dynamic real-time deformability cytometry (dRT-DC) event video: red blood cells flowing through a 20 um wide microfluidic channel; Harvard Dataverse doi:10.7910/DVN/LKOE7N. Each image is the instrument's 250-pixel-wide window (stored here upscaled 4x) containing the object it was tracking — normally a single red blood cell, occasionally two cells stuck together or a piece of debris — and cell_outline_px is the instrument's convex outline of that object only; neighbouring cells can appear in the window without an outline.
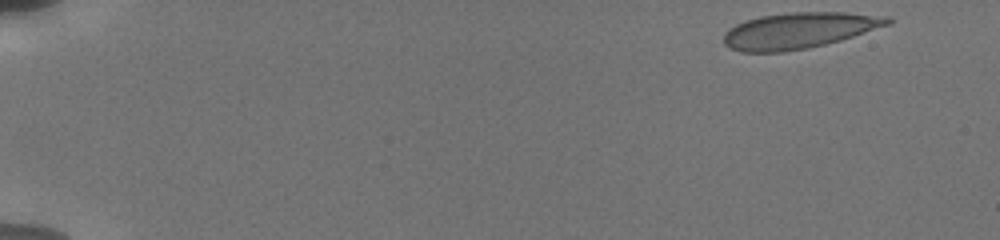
{"species": "human", "species_latin": "Homo sapiens", "temperature_condition": "cold", "stored_images_in_passage": 52, "camera_frame_rate_fps": 3000, "um_per_image_px": 0.085, "donor": {"sex": "male"}, "frame": {"image": 1, "passage_image": 1, "time_ms": 0.0, "image_size_px": [1000, 240], "cell_outline_px": [[892, 24], [840, 40], [808, 48], [784, 52], [740, 52], [728, 48], [724, 44], [724, 32], [728, 28], [744, 20], [760, 16], [792, 12], [844, 12], [892, 16]], "centroid_in_image_um": [67.91, 2.59], "position_along_channel_um": 17.1, "area_um2": 34.74}}
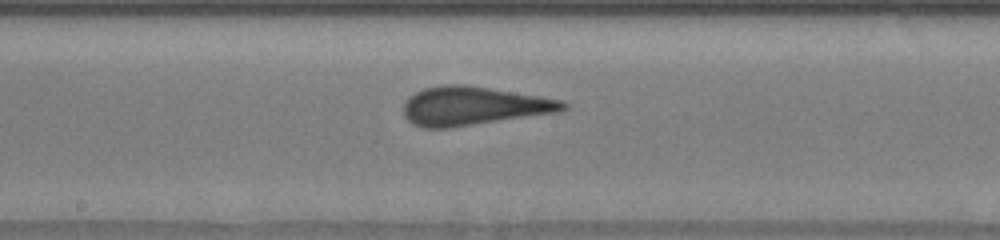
{"frame": {"image": 2, "passage_image": 32, "time_ms": 9.0, "image_size_px": [1000, 240], "cell_outline_px": [[568, 108], [560, 112], [448, 128], [424, 128], [412, 124], [404, 116], [404, 104], [408, 96], [424, 88], [444, 84], [464, 84], [540, 96], [560, 100], [568, 104]], "centroid_in_image_um": [40.23, 9.01], "position_along_channel_um": 208.0, "area_um2": 35.95}}
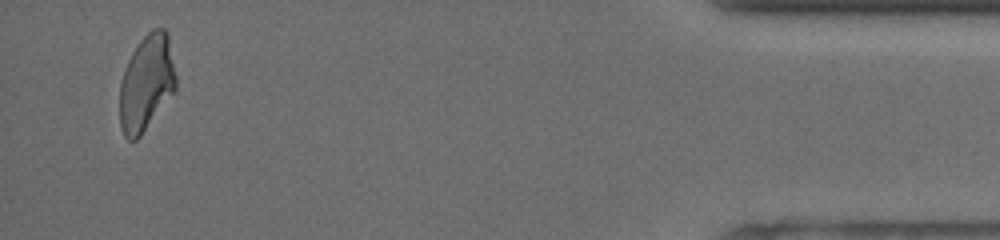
{"frame": {"image": 3, "passage_image": 51, "time_ms": 16.333, "image_size_px": [1000, 240], "cell_outline_px": [[176, 88], [140, 136], [136, 140], [128, 140], [124, 136], [120, 124], [120, 80], [124, 68], [132, 52], [140, 40], [152, 28], [164, 28], [168, 32], [176, 76]], "centroid_in_image_um": [12.44, 7.02], "position_along_channel_um": 422.8, "area_um2": 31.33}, "authors_computed_cell_mechanics": {"area_um2": 34.7378, "velocity_mm_per_s": 3.7907, "shape_relaxation_time_tau1_ms": null, "shape_relaxation_time_tau2_ms": 0.8067, "deformation_change_tau1": null, "deformation_change_tau2": 0.0386}}